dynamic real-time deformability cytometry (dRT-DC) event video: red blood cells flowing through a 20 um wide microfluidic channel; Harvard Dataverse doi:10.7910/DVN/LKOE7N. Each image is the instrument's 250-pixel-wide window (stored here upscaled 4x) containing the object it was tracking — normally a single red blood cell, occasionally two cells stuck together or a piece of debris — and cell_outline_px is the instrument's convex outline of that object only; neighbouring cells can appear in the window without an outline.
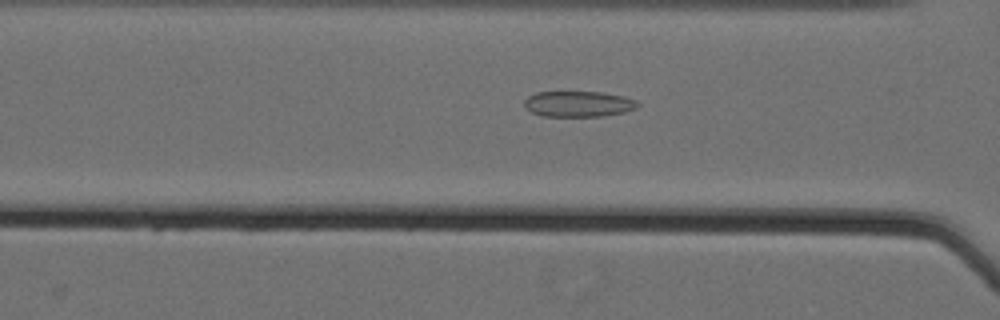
{"species": "Egyptian fruit bat (a non-hibernating species)", "species_latin": "Rousettus aegyptiacus", "temperature_condition": "cold", "stored_images_in_passage": 61, "camera_frame_rate_fps": 3000, "um_per_image_px": 0.085, "animal": {"sex": "female"}, "frame": {"image": 1, "passage_image": 29, "time_ms": 9.333, "image_size_px": [1000, 320], "cell_outline_px": [[640, 104], [636, 108], [624, 112], [604, 116], [540, 116], [524, 108], [524, 100], [528, 96], [536, 92], [604, 92], [624, 96], [636, 100]], "centroid_in_image_um": [49.16, 8.83], "position_along_channel_um": 117.4, "area_um2": 17.17}}
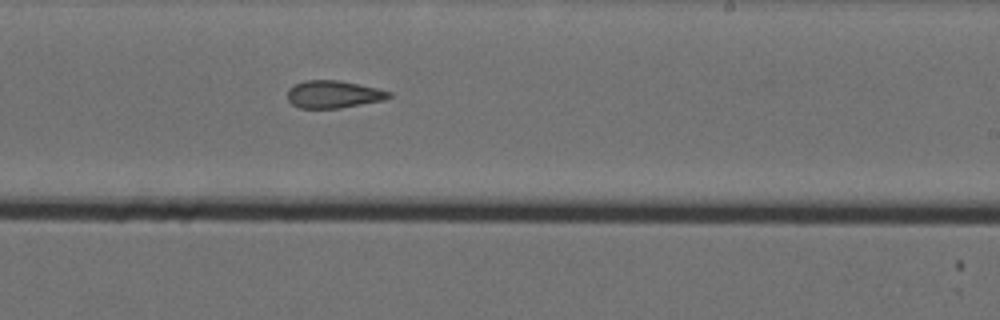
{"frame": {"image": 2, "passage_image": 41, "time_ms": 13.333, "image_size_px": [1000, 320], "cell_outline_px": [[392, 96], [384, 100], [340, 108], [300, 108], [292, 104], [288, 100], [288, 88], [304, 80], [340, 80], [376, 88], [392, 92]], "centroid_in_image_um": [28.34, 8.01], "position_along_channel_um": 260.7, "area_um2": 16.24}}
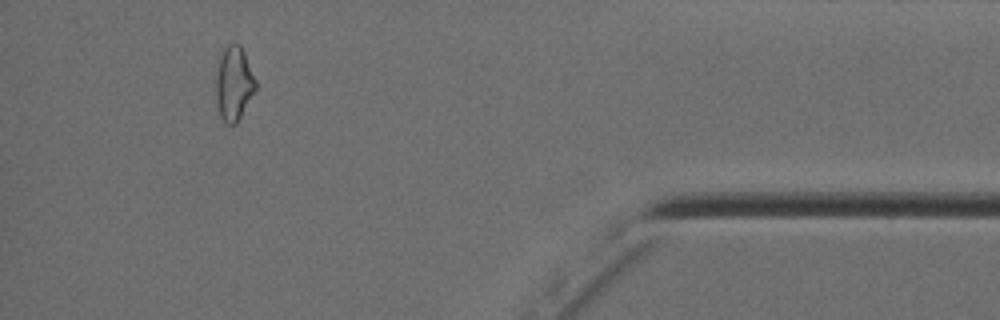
{"frame": {"image": 3, "passage_image": 57, "time_ms": 18.667, "image_size_px": [1000, 320], "cell_outline_px": [[256, 88], [236, 124], [224, 124], [216, 108], [216, 68], [220, 52], [228, 44], [240, 44], [244, 52], [256, 80]], "centroid_in_image_um": [19.84, 7.1], "position_along_channel_um": 415.4, "area_um2": 17.34}, "authors_computed_cell_mechanics": {"area_um2": 18.7272, "velocity_mm_per_s": 3.5809, "shape_relaxation_time_tau1_ms": null, "shape_relaxation_time_tau2_ms": 2.8146, "deformation_change_tau1": null, "deformation_change_tau2": 0.1014}}